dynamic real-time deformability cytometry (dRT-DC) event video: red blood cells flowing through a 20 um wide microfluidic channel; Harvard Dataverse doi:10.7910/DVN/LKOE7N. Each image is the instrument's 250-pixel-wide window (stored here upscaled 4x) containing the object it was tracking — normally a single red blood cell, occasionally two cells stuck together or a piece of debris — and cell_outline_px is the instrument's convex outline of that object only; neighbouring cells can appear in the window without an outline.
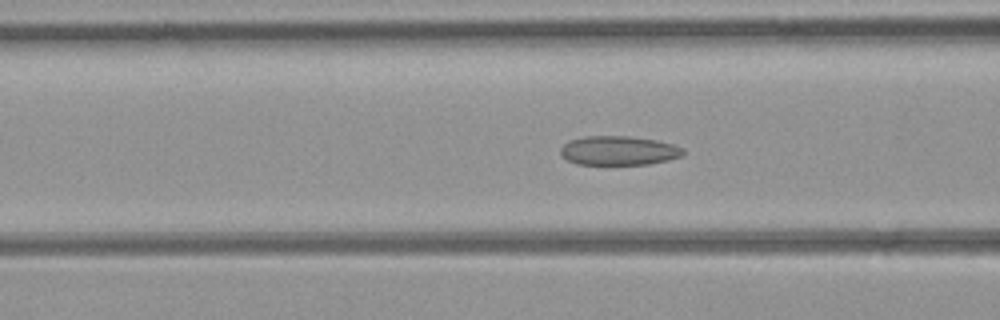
{"species": "common noctule bat (a hibernating species)", "species_latin": "Nyctalus noctula", "temperature_condition": "room temperature", "stored_images_in_passage": 51, "camera_frame_rate_fps": 3000, "um_per_image_px": 0.085, "animal": {"sex": "female", "body_mass_g": 21.9}, "frame": {"image": 1, "passage_image": 19, "time_ms": 6.0, "image_size_px": [1000, 320], "cell_outline_px": [[684, 152], [680, 156], [668, 160], [648, 164], [576, 164], [560, 156], [560, 148], [568, 140], [584, 136], [628, 136], [656, 140], [672, 144], [680, 148]], "centroid_in_image_um": [52.51, 12.79], "position_along_channel_um": 114.1, "area_um2": 20.75}}
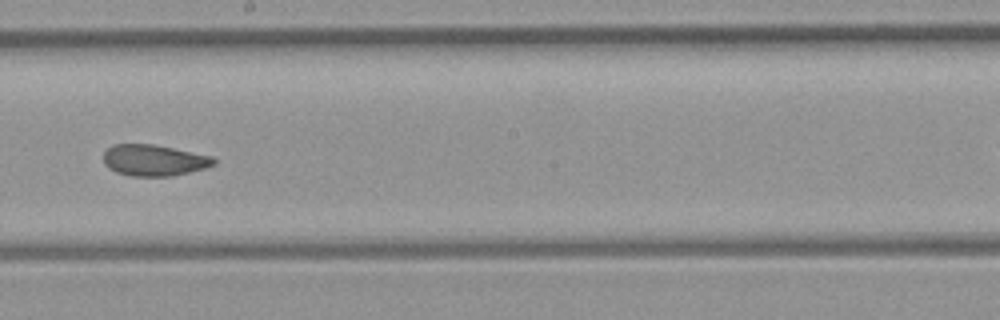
{"frame": {"image": 2, "passage_image": 28, "time_ms": 9.0, "image_size_px": [1000, 320], "cell_outline_px": [[216, 164], [204, 168], [172, 176], [132, 176], [116, 172], [108, 168], [104, 164], [104, 152], [112, 144], [152, 144], [212, 156], [216, 160]], "centroid_in_image_um": [13.06, 13.62], "position_along_channel_um": 235.1, "area_um2": 20.0}}
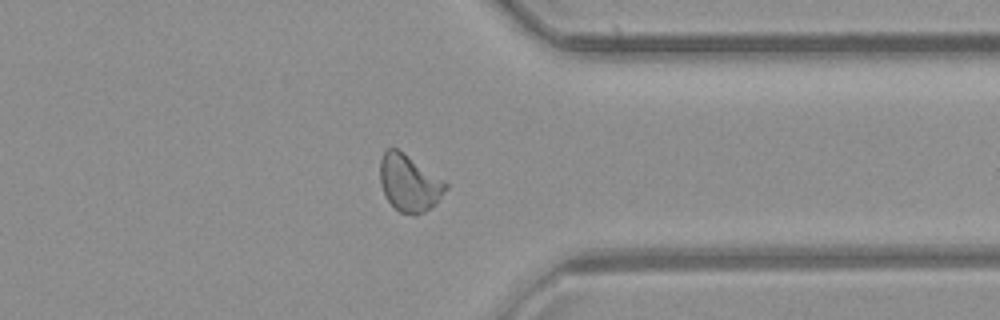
{"frame": {"image": 3, "passage_image": 39, "time_ms": 12.667, "image_size_px": [1000, 320], "cell_outline_px": [[448, 188], [436, 204], [424, 212], [416, 216], [400, 212], [388, 200], [380, 184], [380, 160], [384, 152], [388, 148], [396, 148], [444, 180], [448, 184]], "centroid_in_image_um": [34.8, 15.58], "position_along_channel_um": 376.6, "area_um2": 21.56}, "authors_computed_cell_mechanics": {"area_um2": 21.386, "velocity_mm_per_s": 4.0353, "shape_relaxation_time_tau1_ms": 11.1897, "shape_relaxation_time_tau2_ms": 1.5929, "deformation_change_tau1": 0.1837, "deformation_change_tau2": 0.0801}}